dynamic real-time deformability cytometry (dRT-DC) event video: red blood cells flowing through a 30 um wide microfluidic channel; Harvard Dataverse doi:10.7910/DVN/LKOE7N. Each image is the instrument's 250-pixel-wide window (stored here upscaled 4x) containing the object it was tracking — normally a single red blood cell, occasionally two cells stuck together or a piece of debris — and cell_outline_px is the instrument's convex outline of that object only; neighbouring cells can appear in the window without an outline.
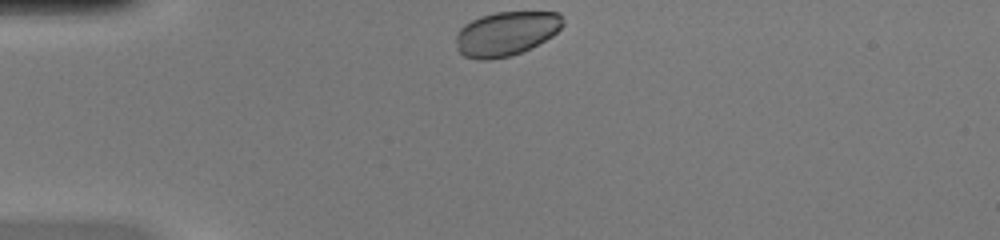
{"species": "common noctule bat (a hibernating species)", "species_latin": "Nyctalus noctula", "temperature_condition": "warm", "stored_images_in_passage": 31, "camera_frame_rate_fps": 3000, "um_per_image_px": 0.085, "animal": {"sex": "female", "body_mass_g": 20.0, "forearm_length_mm": 54.0}, "frame": {"image": 1, "passage_image": 1, "time_ms": 0.0, "image_size_px": [1000, 240], "cell_outline_px": [[564, 24], [552, 36], [512, 56], [488, 60], [476, 60], [464, 56], [456, 48], [456, 32], [464, 24], [480, 16], [496, 12], [560, 12], [564, 20]], "centroid_in_image_um": [42.98, 2.85], "position_along_channel_um": 42.0, "area_um2": 27.63}}
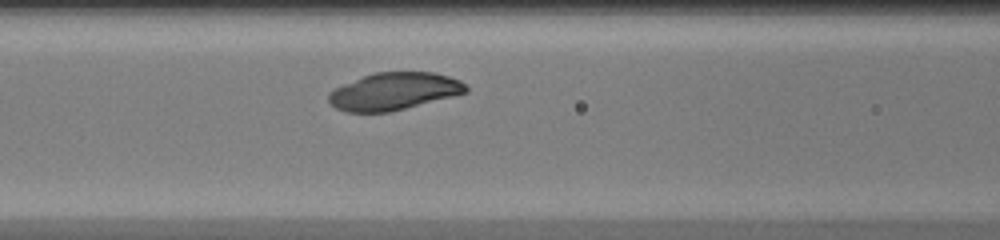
{"frame": {"image": 2, "passage_image": 10, "time_ms": 3.0, "image_size_px": [1000, 240], "cell_outline_px": [[468, 92], [392, 112], [344, 112], [336, 108], [328, 100], [328, 92], [344, 84], [364, 76], [376, 72], [436, 72], [460, 80], [468, 88]], "centroid_in_image_um": [33.5, 7.77], "position_along_channel_um": 133.1, "area_um2": 29.82}}
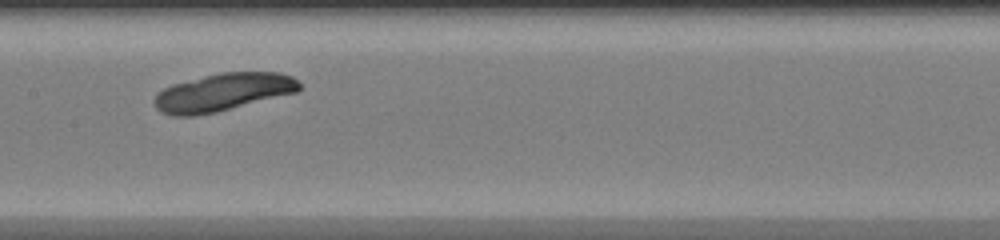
{"frame": {"image": 3, "passage_image": 14, "time_ms": 4.333, "image_size_px": [1000, 240], "cell_outline_px": [[300, 88], [296, 92], [216, 112], [196, 116], [172, 116], [160, 112], [156, 108], [152, 100], [164, 88], [172, 84], [220, 72], [280, 72], [292, 76], [300, 84]], "centroid_in_image_um": [18.92, 7.84], "position_along_channel_um": 188.5, "area_um2": 31.79}}